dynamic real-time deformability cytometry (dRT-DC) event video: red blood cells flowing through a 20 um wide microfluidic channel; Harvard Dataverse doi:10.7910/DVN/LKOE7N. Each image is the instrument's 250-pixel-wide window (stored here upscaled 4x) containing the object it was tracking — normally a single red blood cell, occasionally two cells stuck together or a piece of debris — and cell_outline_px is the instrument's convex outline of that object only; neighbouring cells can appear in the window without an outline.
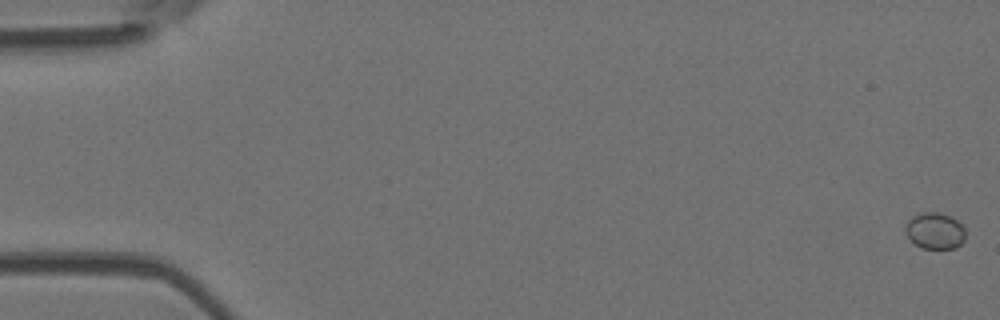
{"species": "Egyptian fruit bat (a non-hibernating species)", "species_latin": "Rousettus aegyptiacus", "temperature_condition": "room temperature", "stored_images_in_passage": 52, "camera_frame_rate_fps": 3000, "um_per_image_px": 0.085, "animal": {"sex": "female"}, "frame": {"image": 1, "passage_image": 1, "time_ms": 0.0, "image_size_px": [1000, 320], "cell_outline_px": [[964, 240], [956, 248], [920, 248], [908, 236], [904, 228], [908, 220], [912, 216], [920, 212], [940, 212], [956, 220], [964, 228]], "centroid_in_image_um": [79.45, 19.61], "position_along_channel_um": 5.6, "area_um2": 12.6}}
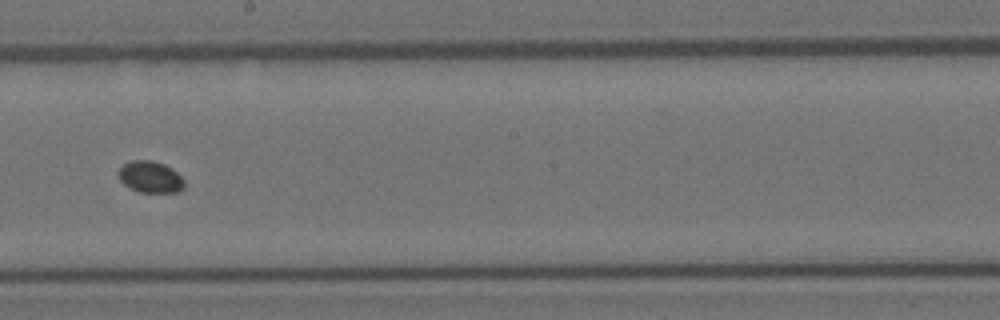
{"frame": {"image": 2, "passage_image": 30, "time_ms": 9.667, "image_size_px": [1000, 320], "cell_outline_px": [[184, 188], [176, 192], [140, 192], [124, 184], [120, 180], [120, 168], [124, 164], [132, 160], [152, 160], [164, 164], [172, 168], [184, 180]], "centroid_in_image_um": [12.81, 15.03], "position_along_channel_um": 235.4, "area_um2": 11.91}}
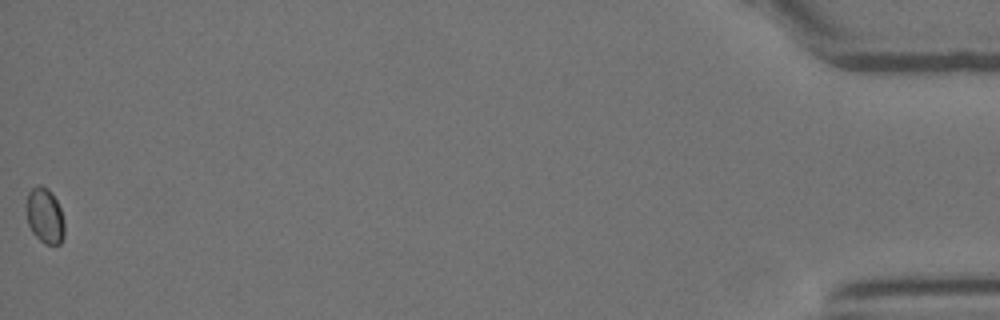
{"frame": {"image": 3, "passage_image": 52, "time_ms": 17.0, "image_size_px": [1000, 320], "cell_outline_px": [[64, 236], [60, 244], [44, 244], [32, 232], [28, 224], [28, 192], [36, 184], [40, 184], [48, 188], [52, 192], [60, 208], [64, 220]], "centroid_in_image_um": [3.84, 18.33], "position_along_channel_um": 431.4, "area_um2": 12.2}}